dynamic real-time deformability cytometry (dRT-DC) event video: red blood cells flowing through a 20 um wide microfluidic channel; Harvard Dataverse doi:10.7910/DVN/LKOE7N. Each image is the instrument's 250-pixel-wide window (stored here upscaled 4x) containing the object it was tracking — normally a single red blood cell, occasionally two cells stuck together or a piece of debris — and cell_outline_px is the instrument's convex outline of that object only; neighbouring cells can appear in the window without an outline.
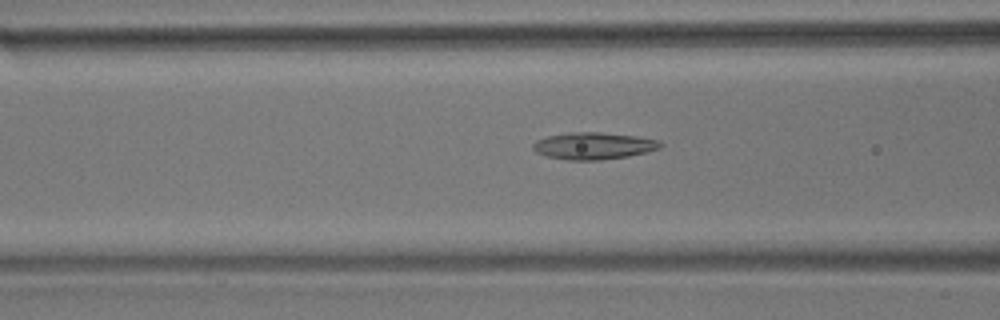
{"species": "common noctule bat (a hibernating species)", "species_latin": "Nyctalus noctula", "temperature_condition": "room temperature", "stored_images_in_passage": 52, "camera_frame_rate_fps": 3000, "um_per_image_px": 0.085, "animal": {"sex": "male", "body_mass_g": 17.9}, "frame": {"image": 1, "passage_image": 22, "time_ms": 7.0, "image_size_px": [1000, 320], "cell_outline_px": [[664, 144], [660, 148], [648, 152], [628, 156], [600, 160], [568, 160], [544, 156], [536, 152], [532, 148], [532, 144], [536, 140], [548, 136], [568, 132], [600, 132], [636, 136], [656, 140]], "centroid_in_image_um": [50.43, 12.4], "position_along_channel_um": 116.2, "area_um2": 20.11}}
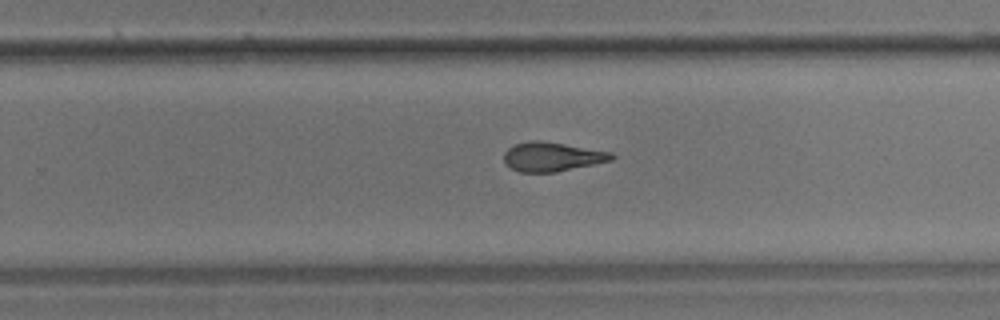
{"frame": {"image": 2, "passage_image": 36, "time_ms": 11.667, "image_size_px": [1000, 320], "cell_outline_px": [[616, 156], [612, 160], [556, 172], [520, 172], [512, 168], [504, 160], [504, 152], [508, 148], [516, 144], [528, 140], [540, 140], [612, 152]], "centroid_in_image_um": [46.93, 13.31], "position_along_channel_um": 282.9, "area_um2": 18.15}}
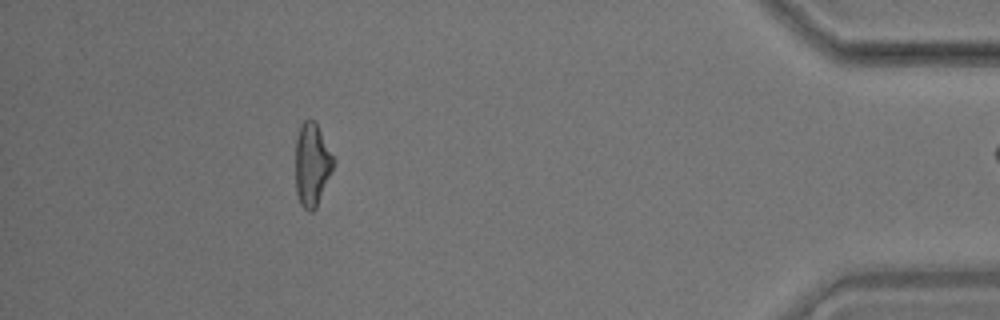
{"frame": {"image": 3, "passage_image": 51, "time_ms": 16.667, "image_size_px": [1000, 320], "cell_outline_px": [[336, 160], [316, 208], [312, 212], [308, 212], [300, 204], [296, 192], [296, 136], [300, 124], [304, 120], [316, 120]], "centroid_in_image_um": [26.52, 13.95], "position_along_channel_um": 408.7, "area_um2": 18.61}}